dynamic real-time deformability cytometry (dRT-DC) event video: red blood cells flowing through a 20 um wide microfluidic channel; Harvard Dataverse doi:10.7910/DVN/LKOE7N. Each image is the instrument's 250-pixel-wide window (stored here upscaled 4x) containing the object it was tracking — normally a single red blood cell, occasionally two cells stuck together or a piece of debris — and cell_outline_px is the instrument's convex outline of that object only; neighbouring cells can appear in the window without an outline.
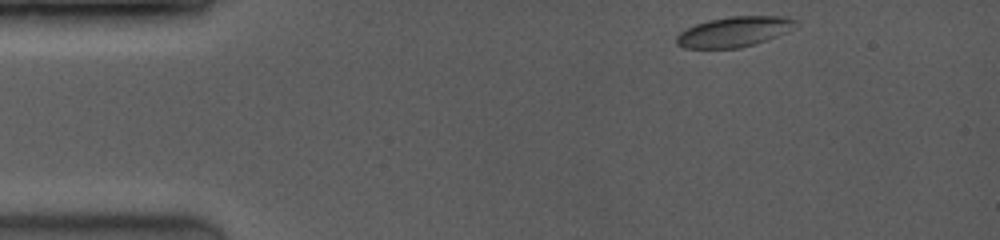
{"species": "common noctule bat (a hibernating species)", "species_latin": "Nyctalus noctula", "temperature_condition": "room temperature", "stored_images_in_passage": 31, "camera_frame_rate_fps": 3500, "um_per_image_px": 0.085, "animal": {"sex": "female", "body_mass_g": 19.0, "forearm_length_mm": 53.3}, "frame": {"image": 1, "passage_image": 1, "time_ms": 0.0, "image_size_px": [1000, 240], "cell_outline_px": [[800, 24], [788, 32], [756, 44], [740, 48], [684, 48], [676, 44], [676, 36], [680, 32], [696, 24], [708, 20], [732, 16], [788, 16], [796, 20]], "centroid_in_image_um": [62.46, 2.69], "position_along_channel_um": 22.5, "area_um2": 21.21}}
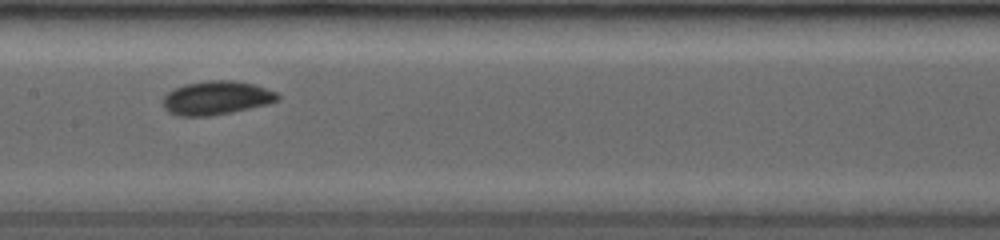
{"frame": {"image": 2, "passage_image": 19, "time_ms": 6.0, "image_size_px": [1000, 240], "cell_outline_px": [[280, 100], [268, 104], [232, 112], [212, 116], [180, 116], [168, 112], [164, 108], [164, 96], [168, 92], [184, 84], [208, 80], [232, 80], [252, 84], [276, 92], [280, 96]], "centroid_in_image_um": [18.4, 8.33], "position_along_channel_um": 189.0, "area_um2": 22.48}}
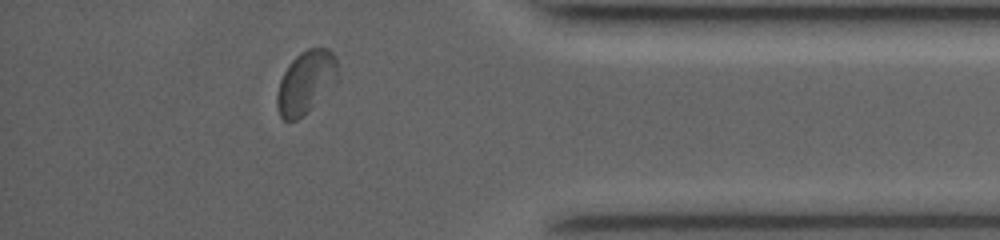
{"frame": {"image": 3, "passage_image": 29, "time_ms": 11.714, "image_size_px": [1000, 240], "cell_outline_px": [[336, 84], [296, 120], [284, 120], [280, 116], [276, 104], [276, 96], [280, 80], [288, 64], [300, 52], [308, 48], [328, 48], [336, 56]], "centroid_in_image_um": [25.98, 6.96], "position_along_channel_um": 409.2, "area_um2": 21.91}, "authors_computed_cell_mechanics": {"area_um2": 21.386, "velocity_mm_per_s": 4.0764, "shape_relaxation_time_tau1_ms": 6.2297, "shape_relaxation_time_tau2_ms": 0.9358, "deformation_change_tau1": 0.1774, "deformation_change_tau2": 0.0261}}